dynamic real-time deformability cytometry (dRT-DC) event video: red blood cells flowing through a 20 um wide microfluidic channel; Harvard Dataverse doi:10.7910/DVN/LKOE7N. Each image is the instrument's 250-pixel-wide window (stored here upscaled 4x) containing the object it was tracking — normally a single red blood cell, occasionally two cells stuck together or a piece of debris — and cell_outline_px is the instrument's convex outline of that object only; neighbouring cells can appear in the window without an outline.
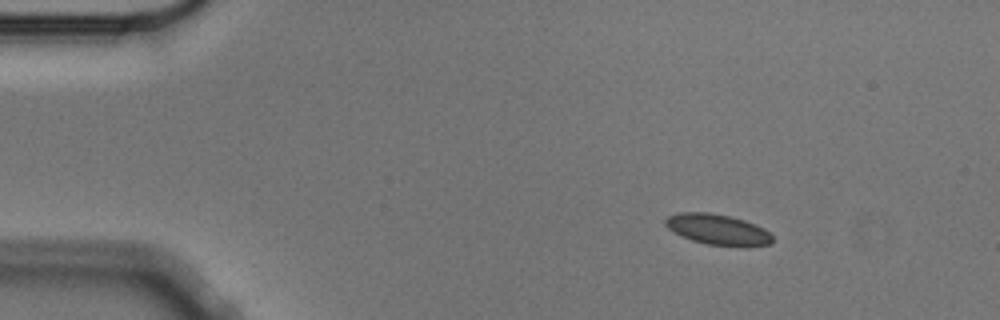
{"species": "Egyptian fruit bat (a non-hibernating species)", "species_latin": "Rousettus aegyptiacus", "temperature_condition": "cold", "stored_images_in_passage": 15, "camera_frame_rate_fps": 3000, "um_per_image_px": 0.085, "animal": {"sex": "male"}, "frame": {"image": 1, "passage_image": 2, "time_ms": 0.333, "image_size_px": [1000, 320], "cell_outline_px": [[772, 244], [748, 248], [740, 248], [708, 244], [692, 240], [668, 228], [664, 224], [664, 220], [668, 216], [676, 212], [708, 212], [728, 216], [744, 220], [756, 224], [764, 228], [772, 236]], "centroid_in_image_um": [61.06, 19.53], "position_along_channel_um": 23.9, "area_um2": 19.42}}
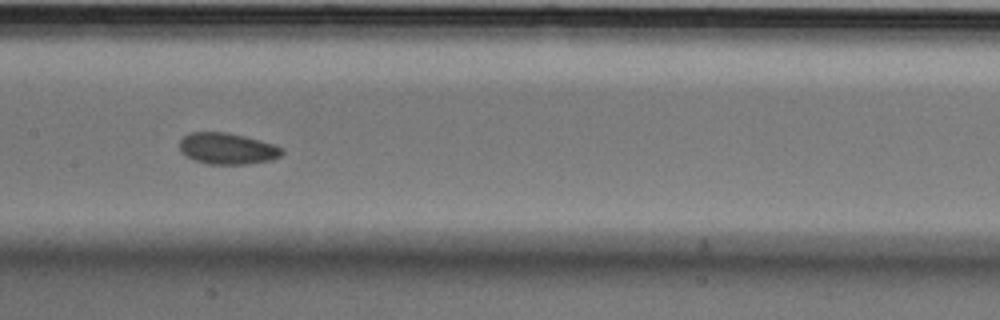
{"frame": {"image": 2, "passage_image": 7, "time_ms": 2.0, "image_size_px": [1000, 320], "cell_outline_px": [[284, 152], [280, 156], [272, 160], [248, 164], [208, 164], [184, 156], [180, 152], [180, 140], [184, 136], [192, 132], [228, 132], [260, 140], [284, 148]], "centroid_in_image_um": [19.33, 12.63], "position_along_channel_um": 188.1, "area_um2": 18.79}}
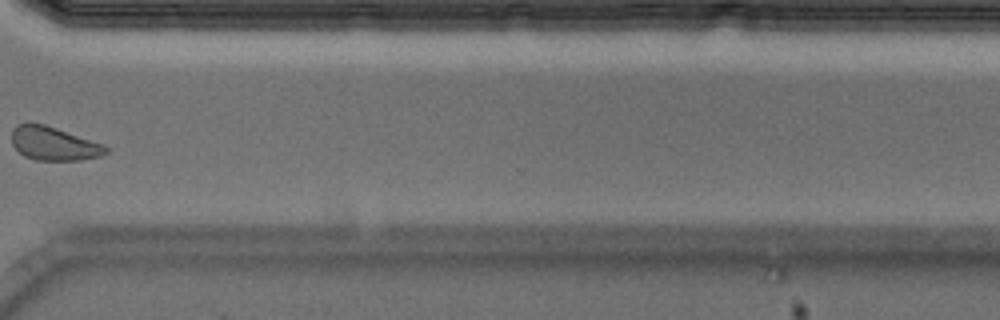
{"frame": {"image": 3, "passage_image": 11, "time_ms": 3.333, "image_size_px": [1000, 320], "cell_outline_px": [[108, 152], [100, 156], [80, 160], [36, 160], [24, 156], [12, 144], [12, 128], [16, 124], [44, 124], [104, 144], [108, 148]], "centroid_in_image_um": [4.58, 12.21], "position_along_channel_um": 366.0, "area_um2": 18.26}}